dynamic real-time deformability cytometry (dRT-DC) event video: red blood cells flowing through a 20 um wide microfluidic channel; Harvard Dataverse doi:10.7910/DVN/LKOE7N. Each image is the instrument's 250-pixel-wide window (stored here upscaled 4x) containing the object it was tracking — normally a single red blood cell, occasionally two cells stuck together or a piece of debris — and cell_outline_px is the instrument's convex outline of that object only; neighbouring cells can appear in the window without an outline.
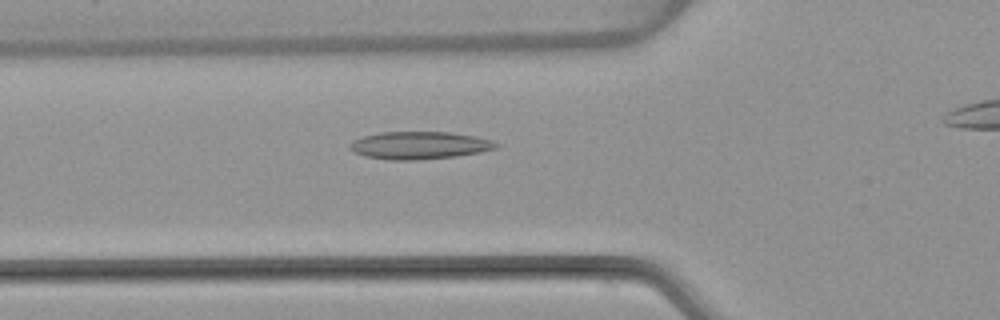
{"species": "common noctule bat (a hibernating species)", "species_latin": "Nyctalus noctula", "temperature_condition": "warm", "stored_images_in_passage": 35, "camera_frame_rate_fps": 3000, "um_per_image_px": 0.085, "animal": {"sex": "female", "body_mass_g": 22.7, "forearm_length_mm": 54.2}, "frame": {"image": 1, "passage_image": 10, "time_ms": 3.0, "image_size_px": [1000, 320], "cell_outline_px": [[500, 144], [496, 148], [480, 152], [456, 156], [408, 160], [388, 160], [364, 156], [348, 148], [348, 144], [352, 140], [364, 136], [380, 132], [448, 132], [476, 136], [492, 140]], "centroid_in_image_um": [35.63, 12.35], "position_along_channel_um": 90.2, "area_um2": 23.47}}
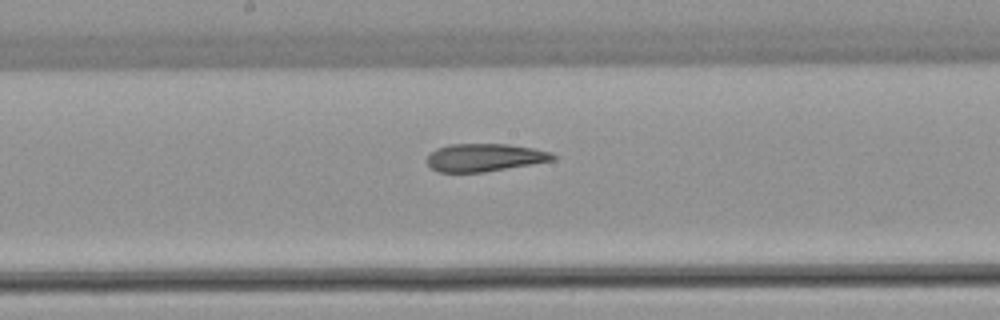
{"frame": {"image": 2, "passage_image": 19, "time_ms": 6.0, "image_size_px": [1000, 320], "cell_outline_px": [[556, 160], [484, 172], [440, 172], [432, 168], [428, 164], [428, 156], [436, 148], [448, 144], [508, 144], [532, 148], [552, 152], [556, 156]], "centroid_in_image_um": [41.22, 13.38], "position_along_channel_um": 207.0, "area_um2": 20.35}}
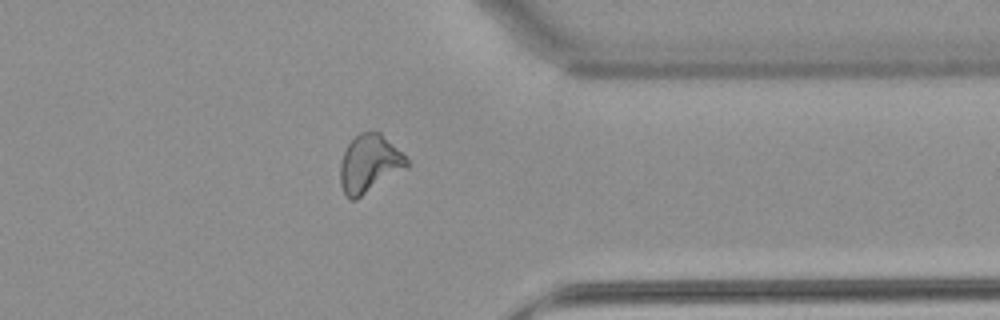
{"frame": {"image": 3, "passage_image": 33, "time_ms": 10.667, "image_size_px": [1000, 320], "cell_outline_px": [[408, 168], [356, 200], [352, 200], [344, 192], [340, 184], [340, 164], [344, 152], [348, 144], [360, 132], [368, 128], [380, 132], [408, 160]], "centroid_in_image_um": [31.39, 13.91], "position_along_channel_um": 380.0, "area_um2": 22.54}}